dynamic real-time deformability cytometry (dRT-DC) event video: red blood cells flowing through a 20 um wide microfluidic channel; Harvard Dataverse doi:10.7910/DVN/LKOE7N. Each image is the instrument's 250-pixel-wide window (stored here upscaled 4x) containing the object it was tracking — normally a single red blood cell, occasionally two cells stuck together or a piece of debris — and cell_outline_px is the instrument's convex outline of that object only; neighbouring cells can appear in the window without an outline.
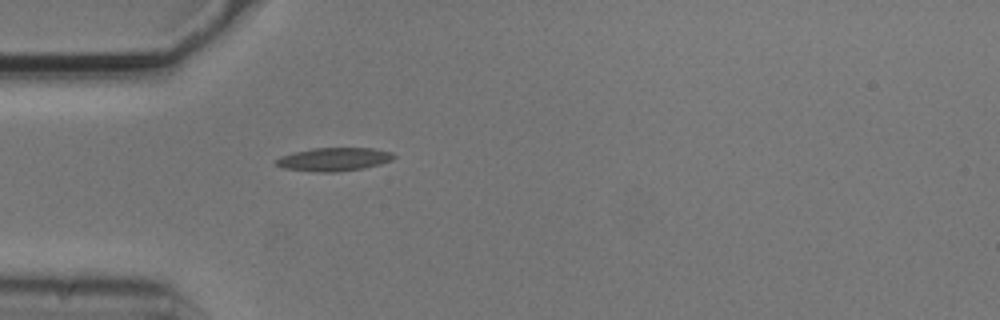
{"species": "common noctule bat (a hibernating species)", "species_latin": "Nyctalus noctula", "temperature_condition": "cold", "stored_images_in_passage": 4, "camera_frame_rate_fps": 3000, "um_per_image_px": 0.085, "animal": {"sex": "male", "body_mass_g": 20.5, "forearm_length_mm": 52.5}, "frame": {"image": 1, "passage_image": 4, "time_ms": 1.0, "image_size_px": [1000, 320], "cell_outline_px": [[396, 156], [392, 160], [380, 164], [364, 168], [336, 172], [320, 172], [284, 168], [276, 164], [272, 160], [280, 156], [312, 148], [372, 148], [392, 152]], "centroid_in_image_um": [28.39, 13.54], "position_along_channel_um": 56.6, "area_um2": 16.01}}